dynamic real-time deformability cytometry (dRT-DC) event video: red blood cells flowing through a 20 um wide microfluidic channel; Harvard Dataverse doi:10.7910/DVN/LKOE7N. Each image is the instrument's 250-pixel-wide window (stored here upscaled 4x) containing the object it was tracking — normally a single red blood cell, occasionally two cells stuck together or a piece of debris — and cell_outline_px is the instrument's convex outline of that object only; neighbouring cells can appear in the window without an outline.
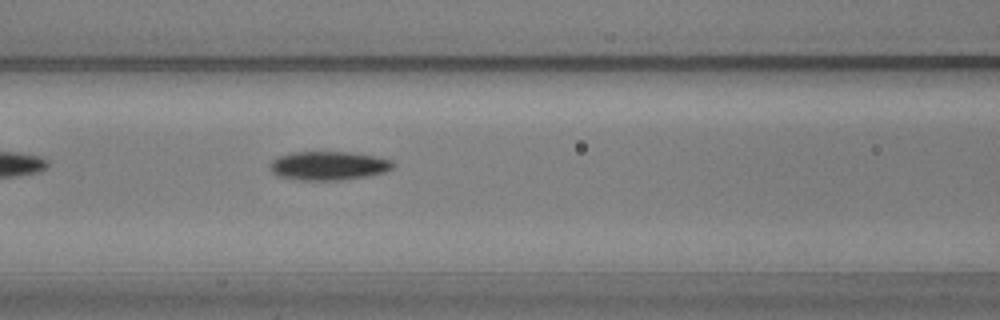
{"species": "common noctule bat (a hibernating species)", "species_latin": "Nyctalus noctula", "temperature_condition": "warm", "stored_images_in_passage": 39, "camera_frame_rate_fps": 3000, "um_per_image_px": 0.085, "animal": {"sex": "male", "body_mass_g": 20.5, "forearm_length_mm": 52.5}, "frame": {"image": 1, "passage_image": 6, "time_ms": 1.667, "image_size_px": [1000, 320], "cell_outline_px": [[396, 164], [392, 168], [384, 172], [368, 176], [344, 180], [300, 180], [276, 176], [268, 168], [268, 164], [276, 156], [292, 152], [348, 152], [372, 156], [392, 160]], "centroid_in_image_um": [27.86, 14.09], "position_along_channel_um": 138.7, "area_um2": 20.87}}
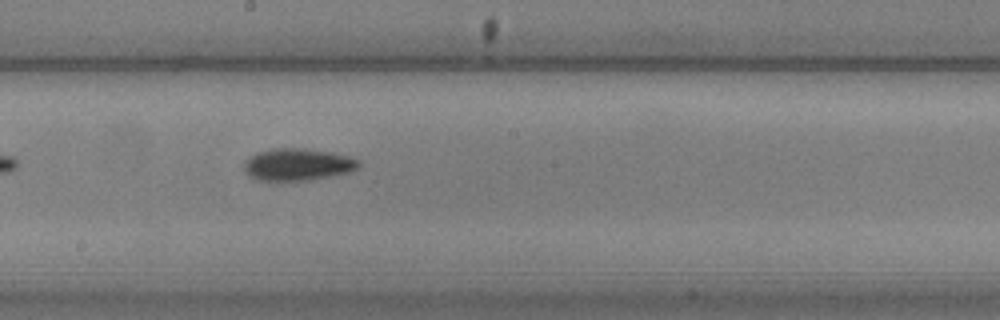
{"frame": {"image": 2, "passage_image": 13, "time_ms": 4.0, "image_size_px": [1000, 320], "cell_outline_px": [[360, 168], [348, 172], [308, 180], [256, 180], [248, 176], [244, 172], [244, 160], [256, 152], [272, 148], [304, 148], [332, 152], [348, 156], [360, 160]], "centroid_in_image_um": [25.27, 13.97], "position_along_channel_um": 222.9, "area_um2": 21.62}}
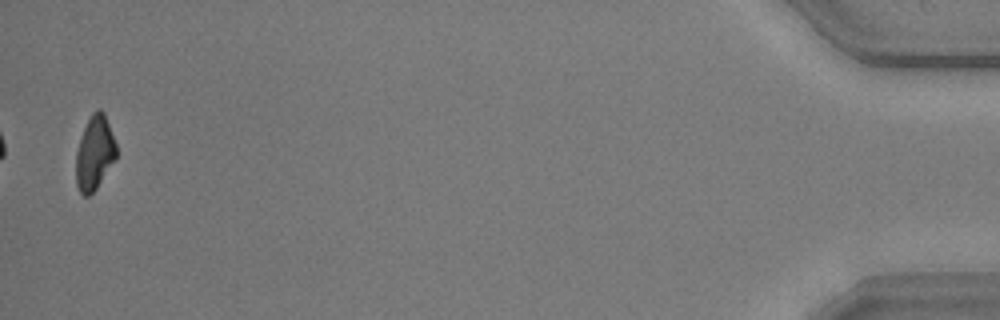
{"frame": {"image": 3, "passage_image": 38, "time_ms": 12.333, "image_size_px": [1000, 320], "cell_outline_px": [[116, 160], [96, 188], [88, 196], [84, 196], [80, 192], [76, 184], [76, 152], [84, 128], [92, 112], [96, 108], [100, 108], [104, 112], [116, 144]], "centroid_in_image_um": [8.05, 12.99], "position_along_channel_um": 427.2, "area_um2": 17.34}}